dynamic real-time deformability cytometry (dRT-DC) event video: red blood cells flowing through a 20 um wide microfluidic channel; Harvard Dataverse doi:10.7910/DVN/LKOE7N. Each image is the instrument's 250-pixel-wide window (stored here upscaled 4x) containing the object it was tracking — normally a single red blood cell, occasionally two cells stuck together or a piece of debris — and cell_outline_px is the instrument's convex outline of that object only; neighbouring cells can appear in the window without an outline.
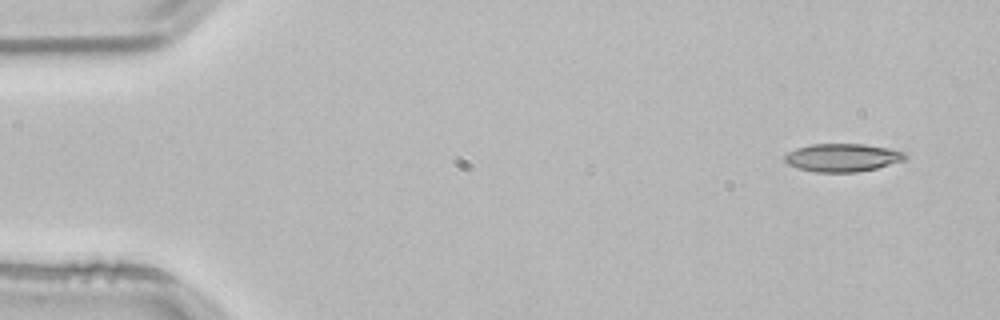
{"species": "common noctule bat (a hibernating species)", "species_latin": "Nyctalus noctula", "temperature_condition": "room temperature", "stored_images_in_passage": 3, "camera_frame_rate_fps": 3000, "um_per_image_px": 0.085, "animal": {"sex": "male", "body_mass_g": 21.5, "forearm_length_mm": 52.0}, "frame": {"image": 1, "passage_image": 1, "time_ms": 0.0, "image_size_px": [1000, 320], "cell_outline_px": [[908, 156], [904, 160], [876, 168], [856, 172], [816, 172], [800, 168], [788, 164], [784, 160], [784, 156], [788, 152], [796, 148], [812, 144], [864, 144], [892, 148], [904, 152]], "centroid_in_image_um": [71.63, 13.38], "position_along_channel_um": 13.4, "area_um2": 19.65}}
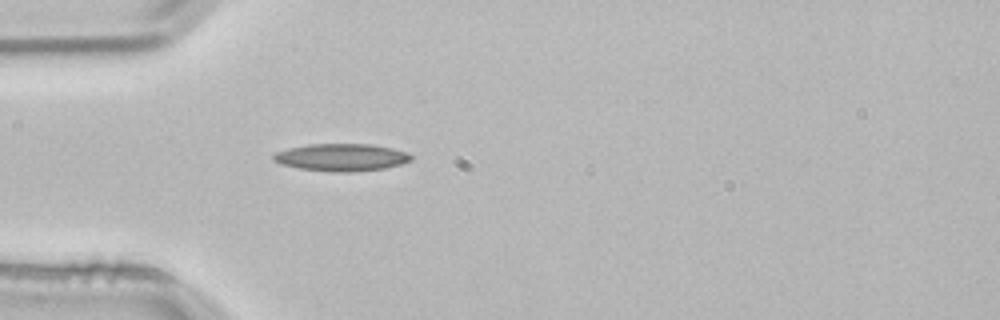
{"frame": {"image": 2, "passage_image": 3, "time_ms": 0.667, "image_size_px": [1000, 320], "cell_outline_px": [[412, 160], [400, 164], [384, 168], [352, 172], [332, 172], [296, 168], [280, 164], [272, 160], [272, 156], [276, 152], [288, 148], [308, 144], [372, 144], [392, 148], [408, 152], [412, 156]], "centroid_in_image_um": [28.99, 13.37], "position_along_channel_um": 56.0, "area_um2": 22.14}}